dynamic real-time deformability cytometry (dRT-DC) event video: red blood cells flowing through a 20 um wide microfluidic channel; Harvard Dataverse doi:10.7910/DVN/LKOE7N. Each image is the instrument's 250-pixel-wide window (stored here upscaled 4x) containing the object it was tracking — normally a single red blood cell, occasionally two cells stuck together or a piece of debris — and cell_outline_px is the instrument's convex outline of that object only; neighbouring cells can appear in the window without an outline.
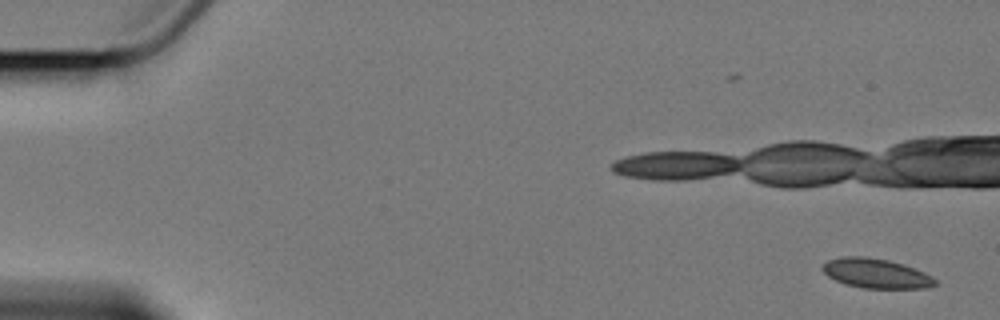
{"species": "Egyptian fruit bat (a non-hibernating species)", "species_latin": "Rousettus aegyptiacus", "temperature_condition": "cold", "stored_images_in_passage": 2, "camera_frame_rate_fps": 3000, "um_per_image_px": 0.085, "animal": {"sex": "female"}, "frame": {"image": 1, "passage_image": 2, "time_ms": 2.0, "image_size_px": [1000, 320], "cell_outline_px": [[940, 284], [924, 288], [864, 288], [844, 284], [828, 276], [820, 268], [828, 260], [844, 256], [864, 256], [888, 260], [904, 264], [924, 272], [932, 276]], "centroid_in_image_um": [74.48, 23.24], "position_along_channel_um": 10.5, "area_um2": 19.48}}